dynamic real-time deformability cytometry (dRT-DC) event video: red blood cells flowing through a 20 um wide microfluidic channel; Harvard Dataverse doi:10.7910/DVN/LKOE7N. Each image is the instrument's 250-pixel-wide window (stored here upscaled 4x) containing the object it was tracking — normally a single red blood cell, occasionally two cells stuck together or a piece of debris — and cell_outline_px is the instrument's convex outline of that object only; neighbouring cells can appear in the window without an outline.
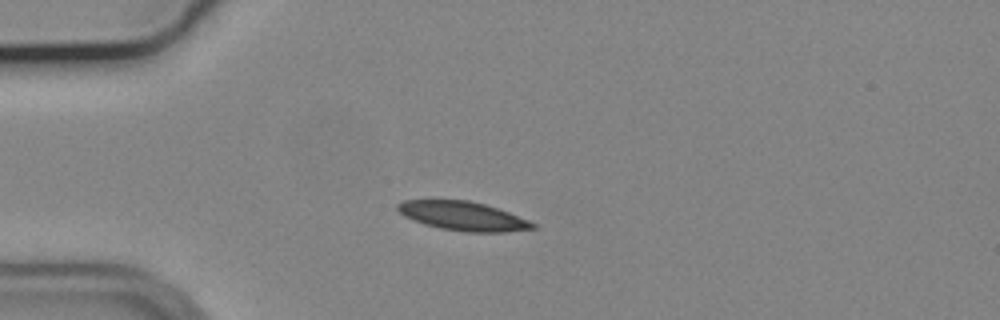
{"species": "common noctule bat (a hibernating species)", "species_latin": "Nyctalus noctula", "temperature_condition": "cold", "stored_images_in_passage": 42, "camera_frame_rate_fps": 3000, "um_per_image_px": 0.085, "animal": {"sex": "male", "body_mass_g": 19.2, "forearm_length_mm": 51.8}, "frame": {"image": 1, "passage_image": 1, "time_ms": 0.0, "image_size_px": [1000, 320], "cell_outline_px": [[536, 228], [504, 232], [464, 232], [440, 228], [424, 224], [404, 216], [396, 208], [396, 204], [404, 200], [468, 200], [484, 204], [508, 212], [528, 220], [536, 224]], "centroid_in_image_um": [39.33, 18.36], "position_along_channel_um": 45.7, "area_um2": 22.66}}
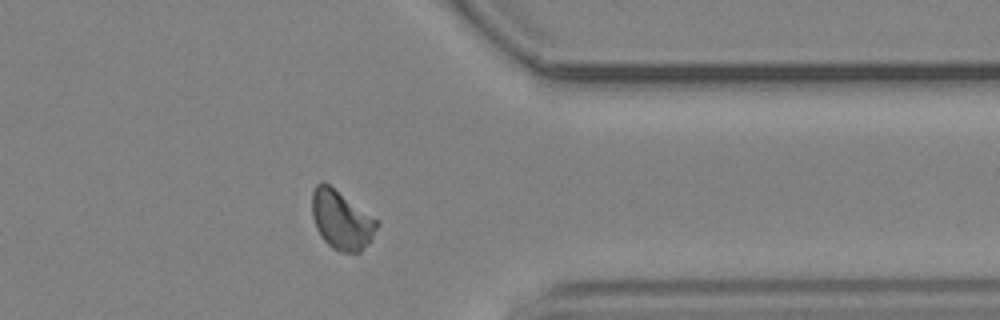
{"frame": {"image": 2, "passage_image": 31, "time_ms": 10.0, "image_size_px": [1000, 320], "cell_outline_px": [[380, 224], [372, 236], [360, 252], [340, 252], [332, 248], [320, 236], [316, 228], [312, 216], [312, 192], [316, 184], [320, 180], [324, 180], [380, 220]], "centroid_in_image_um": [29.02, 18.65], "position_along_channel_um": 382.4, "area_um2": 22.6}}
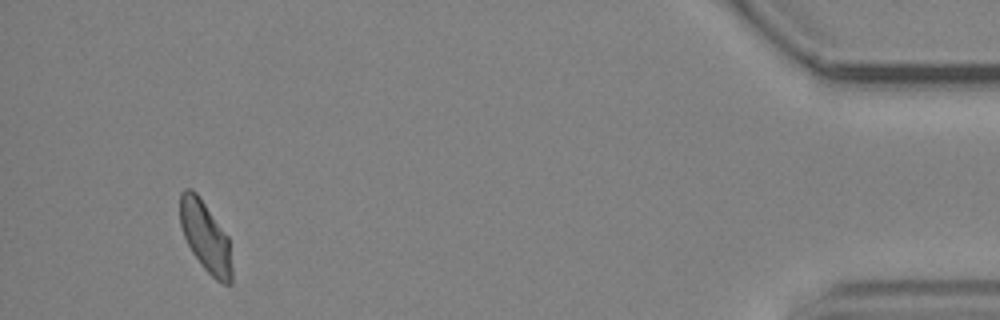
{"frame": {"image": 3, "passage_image": 39, "time_ms": 12.667, "image_size_px": [1000, 320], "cell_outline_px": [[232, 284], [224, 284], [216, 280], [200, 264], [192, 252], [184, 236], [180, 224], [180, 192], [184, 188], [192, 188], [196, 192], [228, 236], [232, 268]], "centroid_in_image_um": [17.46, 20.12], "position_along_channel_um": 417.7, "area_um2": 21.21}, "authors_computed_cell_mechanics": {"area_um2": 22.1952, "velocity_mm_per_s": 3.6826, "shape_relaxation_time_tau1_ms": 7.6322, "shape_relaxation_time_tau2_ms": 4.7318, "deformation_change_tau1": 0.1498, "deformation_change_tau2": 0.0779}}